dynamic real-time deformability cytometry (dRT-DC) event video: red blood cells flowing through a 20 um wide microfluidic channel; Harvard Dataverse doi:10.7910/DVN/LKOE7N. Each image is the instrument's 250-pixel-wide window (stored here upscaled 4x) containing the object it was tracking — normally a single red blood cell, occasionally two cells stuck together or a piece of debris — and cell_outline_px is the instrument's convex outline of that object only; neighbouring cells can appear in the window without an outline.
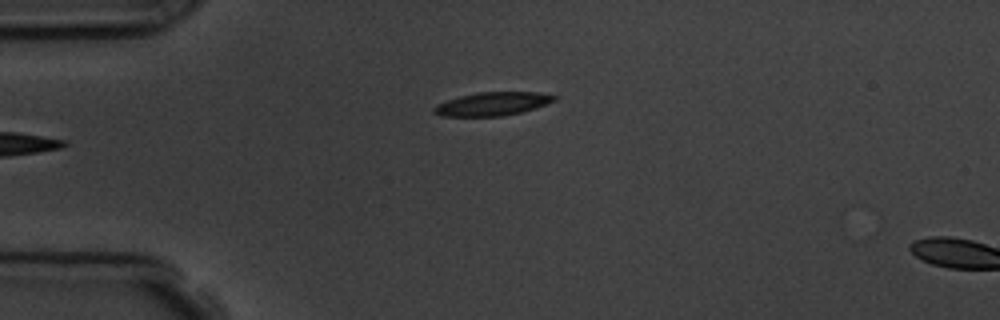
{"species": "common noctule bat (a hibernating species)", "species_latin": "Nyctalus noctula", "temperature_condition": "room temperature", "stored_images_in_passage": 4, "camera_frame_rate_fps": 3000, "um_per_image_px": 0.085, "animal": {"sex": "male", "body_mass_g": 19.5, "forearm_length_mm": 54.6}, "frame": {"image": 1, "passage_image": 4, "time_ms": 3.667, "image_size_px": [1000, 320], "cell_outline_px": [[560, 96], [556, 100], [536, 108], [520, 112], [500, 116], [440, 116], [432, 112], [432, 108], [436, 104], [460, 96], [476, 92], [540, 92]], "centroid_in_image_um": [41.87, 8.82], "position_along_channel_um": 43.1, "area_um2": 16.53}}